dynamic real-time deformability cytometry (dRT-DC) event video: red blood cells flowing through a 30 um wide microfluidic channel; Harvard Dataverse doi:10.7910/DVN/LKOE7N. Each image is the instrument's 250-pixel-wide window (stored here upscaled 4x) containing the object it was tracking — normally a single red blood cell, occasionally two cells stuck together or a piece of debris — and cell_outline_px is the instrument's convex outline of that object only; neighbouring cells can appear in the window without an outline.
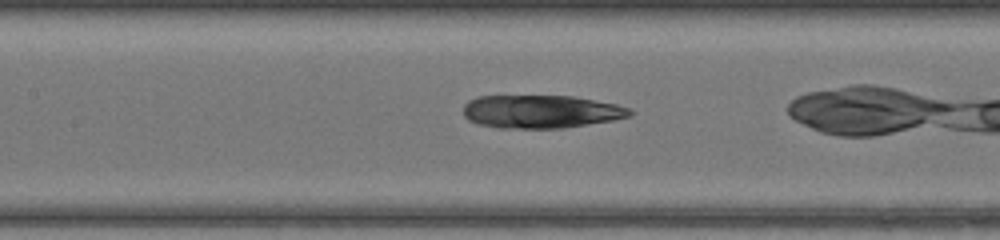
{"species": "common noctule bat (a hibernating species)", "species_latin": "Nyctalus noctula", "temperature_condition": "warm", "stored_images_in_passage": 28, "camera_frame_rate_fps": 3000, "um_per_image_px": 0.085, "animal": {"sex": "female", "body_mass_g": 17.0, "forearm_length_mm": 48.0}, "frame": {"image": 1, "passage_image": 20, "time_ms": 6.333, "image_size_px": [1000, 240], "cell_outline_px": [[632, 116], [612, 120], [560, 128], [500, 128], [480, 124], [468, 120], [464, 116], [464, 104], [468, 100], [476, 96], [572, 96], [616, 104], [628, 108], [632, 112]], "centroid_in_image_um": [45.94, 9.48], "position_along_channel_um": 161.5, "area_um2": 31.96}}
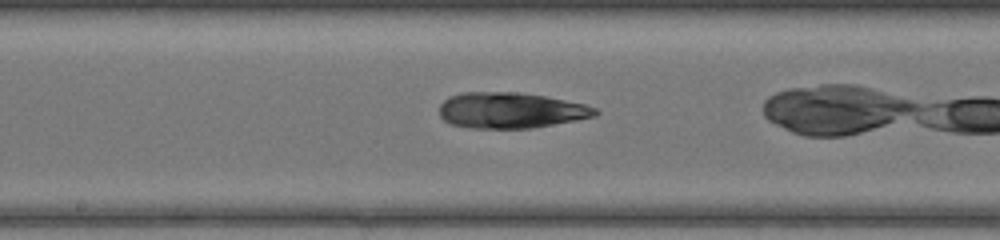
{"frame": {"image": 2, "passage_image": 23, "time_ms": 7.333, "image_size_px": [1000, 240], "cell_outline_px": [[600, 112], [596, 116], [576, 120], [532, 128], [472, 128], [452, 124], [444, 120], [440, 116], [440, 104], [448, 96], [464, 92], [520, 92], [544, 96], [584, 104], [596, 108]], "centroid_in_image_um": [43.4, 9.37], "position_along_channel_um": 204.8, "area_um2": 32.48}}